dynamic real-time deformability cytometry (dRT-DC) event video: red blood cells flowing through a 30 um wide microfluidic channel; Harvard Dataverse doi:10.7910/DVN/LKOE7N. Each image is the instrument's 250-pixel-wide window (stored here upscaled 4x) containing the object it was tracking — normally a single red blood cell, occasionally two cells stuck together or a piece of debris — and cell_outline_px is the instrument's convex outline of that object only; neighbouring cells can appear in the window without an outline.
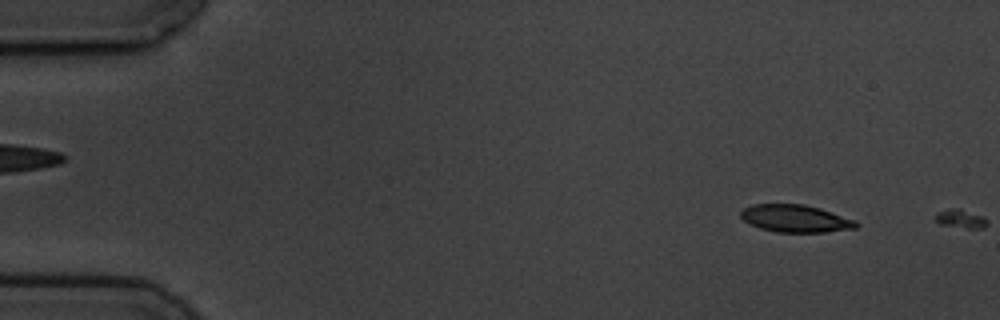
{"species": "common noctule bat (a hibernating species)", "species_latin": "Nyctalus noctula", "temperature_condition": "cold", "stored_images_in_passage": 2, "camera_frame_rate_fps": 3000, "um_per_image_px": 0.085, "animal": {"sex": "male", "body_mass_g": 19.5, "forearm_length_mm": 54.6}, "frame": {"image": 1, "passage_image": 1, "time_ms": 0.0, "image_size_px": [1000, 320], "cell_outline_px": [[860, 224], [856, 228], [824, 232], [776, 232], [760, 228], [744, 220], [740, 216], [740, 212], [744, 208], [752, 204], [804, 204], [820, 208], [856, 220]], "centroid_in_image_um": [67.63, 18.57], "position_along_channel_um": 17.4, "area_um2": 18.44}}